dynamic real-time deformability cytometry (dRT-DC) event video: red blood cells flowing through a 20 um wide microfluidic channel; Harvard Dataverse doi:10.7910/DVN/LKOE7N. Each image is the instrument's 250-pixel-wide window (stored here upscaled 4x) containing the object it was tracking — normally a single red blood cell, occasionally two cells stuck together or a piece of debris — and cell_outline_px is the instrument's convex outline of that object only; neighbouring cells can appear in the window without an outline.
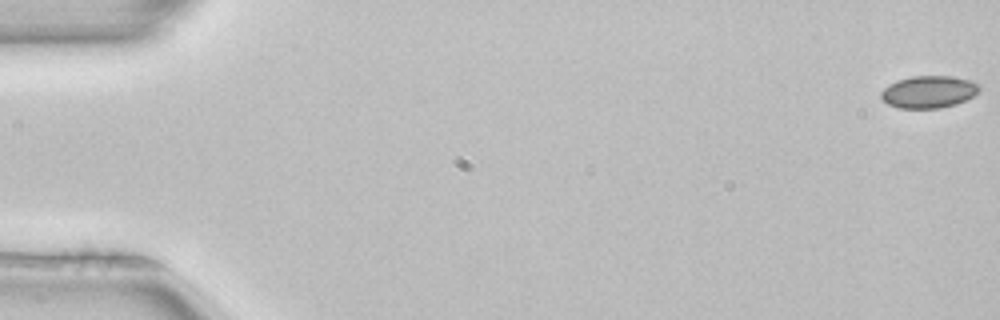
{"species": "common noctule bat (a hibernating species)", "species_latin": "Nyctalus noctula", "temperature_condition": "room temperature", "stored_images_in_passage": 52, "camera_frame_rate_fps": 3000, "um_per_image_px": 0.085, "animal": {"sex": "female", "body_mass_g": 22.7, "forearm_length_mm": 54.2}, "frame": {"image": 1, "passage_image": 1, "time_ms": 0.0, "image_size_px": [1000, 320], "cell_outline_px": [[980, 88], [972, 96], [956, 104], [940, 108], [900, 108], [888, 104], [880, 96], [880, 92], [888, 84], [896, 80], [912, 76], [952, 76], [972, 80], [980, 84]], "centroid_in_image_um": [78.93, 7.79], "position_along_channel_um": 6.1, "area_um2": 18.5}}
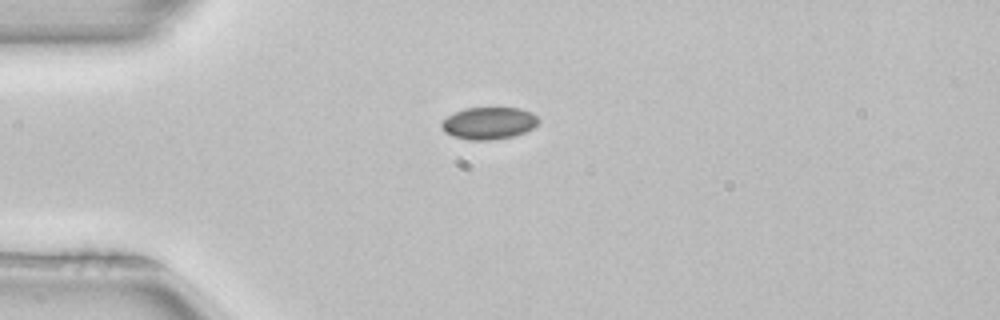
{"frame": {"image": 2, "passage_image": 14, "time_ms": 4.333, "image_size_px": [1000, 320], "cell_outline_px": [[540, 120], [532, 128], [524, 132], [512, 136], [488, 140], [468, 140], [452, 136], [444, 132], [440, 124], [448, 116], [456, 112], [468, 108], [520, 108], [532, 112]], "centroid_in_image_um": [41.54, 10.47], "position_along_channel_um": 43.5, "area_um2": 17.98}}
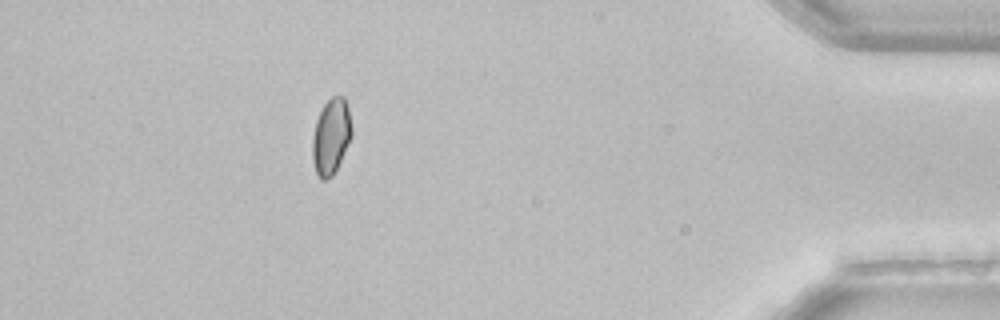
{"frame": {"image": 3, "passage_image": 47, "time_ms": 15.333, "image_size_px": [1000, 320], "cell_outline_px": [[352, 136], [332, 176], [324, 180], [320, 180], [316, 172], [312, 160], [312, 140], [316, 120], [324, 104], [332, 96], [344, 96], [348, 108], [352, 128]], "centroid_in_image_um": [28.13, 11.59], "position_along_channel_um": 407.1, "area_um2": 17.22}, "authors_computed_cell_mechanics": {"area_um2": 17.9758, "velocity_mm_per_s": 3.9887, "shape_relaxation_time_tau1_ms": 4.1779, "shape_relaxation_time_tau2_ms": 6.983, "deformation_change_tau1": 0.045, "deformation_change_tau2": 0.0671}}